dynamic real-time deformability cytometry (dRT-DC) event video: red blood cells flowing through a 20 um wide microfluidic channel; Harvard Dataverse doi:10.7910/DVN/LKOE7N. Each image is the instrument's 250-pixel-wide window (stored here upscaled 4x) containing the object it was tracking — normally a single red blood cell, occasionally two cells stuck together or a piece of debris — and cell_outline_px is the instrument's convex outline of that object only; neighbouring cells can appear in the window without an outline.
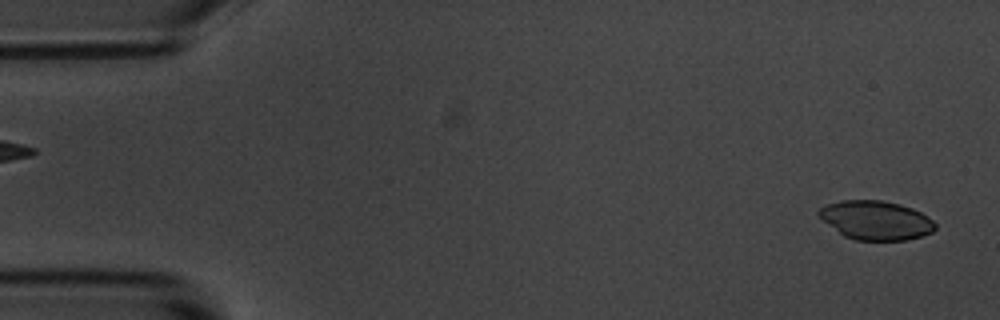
{"species": "common noctule bat (a hibernating species)", "species_latin": "Nyctalus noctula", "temperature_condition": "room temperature", "stored_images_in_passage": 55, "camera_frame_rate_fps": 3000, "um_per_image_px": 0.085, "animal": {"sex": "male", "body_mass_g": 20.1, "forearm_length_mm": 53.5}, "frame": {"image": 1, "passage_image": 2, "time_ms": 0.333, "image_size_px": [1000, 320], "cell_outline_px": [[936, 228], [932, 232], [920, 236], [904, 240], [856, 240], [844, 236], [816, 216], [816, 212], [820, 208], [828, 204], [840, 200], [880, 200], [900, 204], [912, 208], [920, 212], [932, 220], [936, 224]], "centroid_in_image_um": [74.41, 18.71], "position_along_channel_um": 10.6, "area_um2": 26.41}}
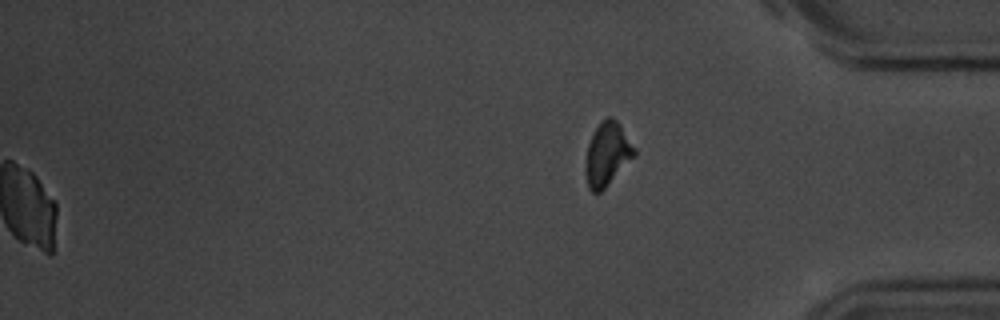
{"frame": {"image": 2, "passage_image": 55, "time_ms": 18.0, "image_size_px": [1000, 320], "cell_outline_px": [[636, 156], [600, 192], [592, 192], [588, 188], [584, 172], [584, 168], [588, 144], [600, 120], [608, 116], [612, 116], [616, 120], [636, 148]], "centroid_in_image_um": [51.61, 13.1], "position_along_channel_um": 383.6, "area_um2": 18.15}}